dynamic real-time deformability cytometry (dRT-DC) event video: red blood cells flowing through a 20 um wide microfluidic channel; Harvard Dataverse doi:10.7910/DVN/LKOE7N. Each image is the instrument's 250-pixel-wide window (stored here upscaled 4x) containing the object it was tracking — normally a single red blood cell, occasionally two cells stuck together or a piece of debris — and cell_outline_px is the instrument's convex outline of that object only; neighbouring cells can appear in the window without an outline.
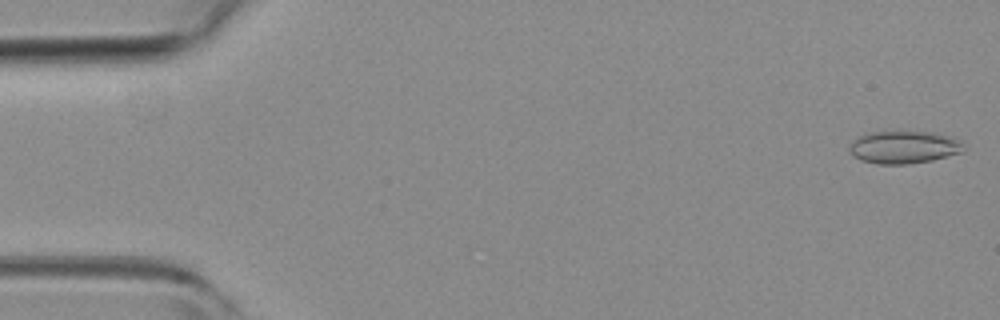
{"species": "common noctule bat (a hibernating species)", "species_latin": "Nyctalus noctula", "temperature_condition": "room temperature", "stored_images_in_passage": 51, "camera_frame_rate_fps": 3000, "um_per_image_px": 0.085, "animal": {"sex": "female", "body_mass_g": 19.3, "forearm_length_mm": 54.1}, "frame": {"image": 1, "passage_image": 1, "time_ms": 0.0, "image_size_px": [1000, 320], "cell_outline_px": [[964, 152], [932, 160], [908, 164], [876, 164], [860, 160], [852, 156], [848, 148], [852, 140], [864, 132], [932, 132], [948, 136], [960, 140], [964, 144]], "centroid_in_image_um": [76.79, 12.52], "position_along_channel_um": 8.2, "area_um2": 21.96}}
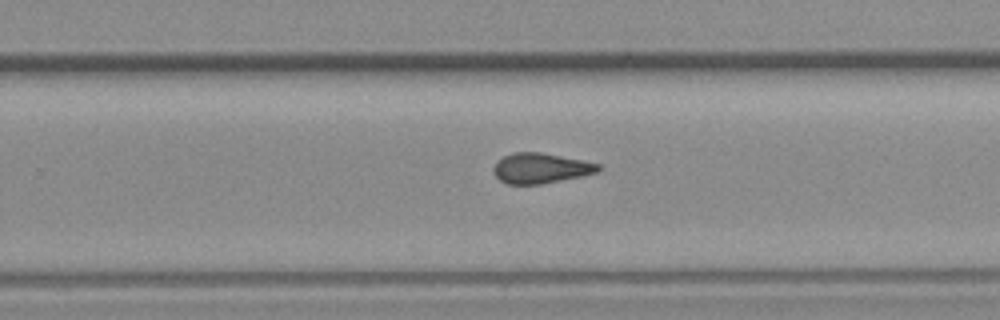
{"frame": {"image": 2, "passage_image": 32, "time_ms": 10.333, "image_size_px": [1000, 320], "cell_outline_px": [[600, 168], [596, 172], [584, 176], [540, 184], [508, 184], [500, 180], [492, 172], [492, 168], [496, 160], [512, 152], [540, 152], [600, 164]], "centroid_in_image_um": [45.9, 14.3], "position_along_channel_um": 283.9, "area_um2": 18.44}}
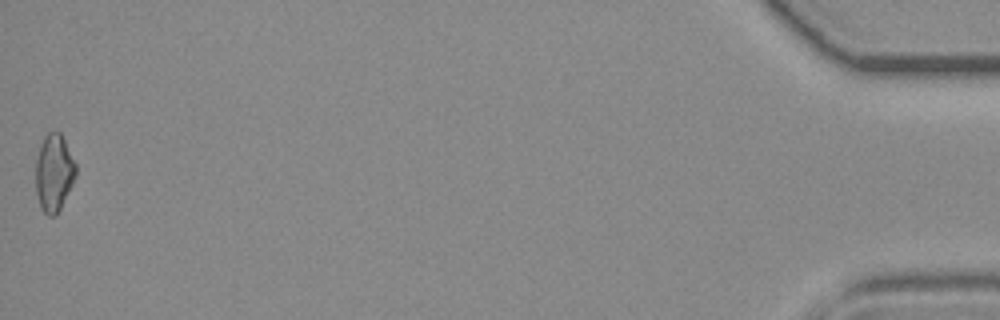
{"frame": {"image": 3, "passage_image": 51, "time_ms": 16.667, "image_size_px": [1000, 320], "cell_outline_px": [[76, 176], [56, 216], [48, 216], [40, 208], [36, 192], [36, 160], [40, 144], [44, 136], [48, 132], [60, 132], [76, 164]], "centroid_in_image_um": [4.57, 14.69], "position_along_channel_um": 430.6, "area_um2": 17.98}, "authors_computed_cell_mechanics": {"area_um2": 18.6694, "velocity_mm_per_s": 3.9795, "shape_relaxation_time_tau1_ms": null, "shape_relaxation_time_tau2_ms": 2.8906, "deformation_change_tau1": null, "deformation_change_tau2": 0.1046}}